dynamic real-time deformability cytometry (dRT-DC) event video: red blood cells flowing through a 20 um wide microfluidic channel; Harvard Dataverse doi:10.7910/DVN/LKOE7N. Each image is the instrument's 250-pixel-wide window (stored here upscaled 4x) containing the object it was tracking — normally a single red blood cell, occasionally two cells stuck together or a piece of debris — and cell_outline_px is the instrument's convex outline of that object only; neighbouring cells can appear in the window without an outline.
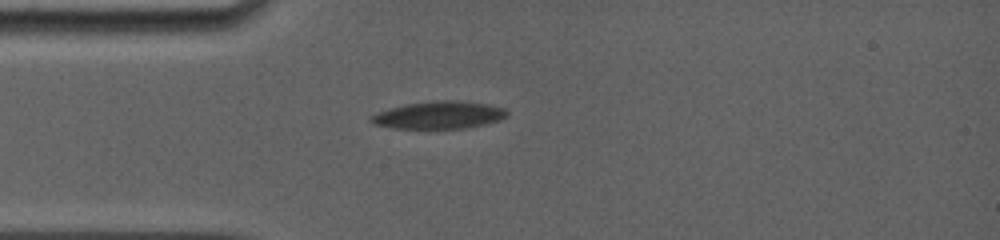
{"species": "common noctule bat (a hibernating species)", "species_latin": "Nyctalus noctula", "temperature_condition": "room temperature", "stored_images_in_passage": 40, "camera_frame_rate_fps": 5000, "um_per_image_px": 0.085, "animal": {"sex": "female", "body_mass_g": 19.0, "forearm_length_mm": 56.7}, "frame": {"image": 1, "passage_image": 1, "time_ms": 0.0, "image_size_px": [1000, 240], "cell_outline_px": [[508, 116], [500, 120], [484, 124], [464, 128], [392, 128], [372, 124], [368, 120], [368, 116], [388, 108], [408, 104], [432, 100], [460, 100], [488, 104], [504, 108], [508, 112]], "centroid_in_image_um": [37.28, 9.77], "position_along_channel_um": 47.7, "area_um2": 21.96}}
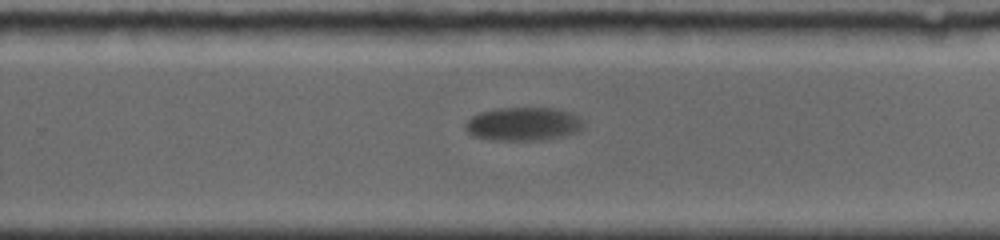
{"frame": {"image": 2, "passage_image": 17, "time_ms": 7.0, "image_size_px": [1000, 240], "cell_outline_px": [[584, 124], [580, 132], [540, 140], [500, 140], [476, 136], [468, 132], [464, 128], [464, 124], [472, 116], [480, 112], [496, 108], [556, 108], [580, 116]], "centroid_in_image_um": [44.51, 10.52], "position_along_channel_um": 285.3, "area_um2": 22.95}}
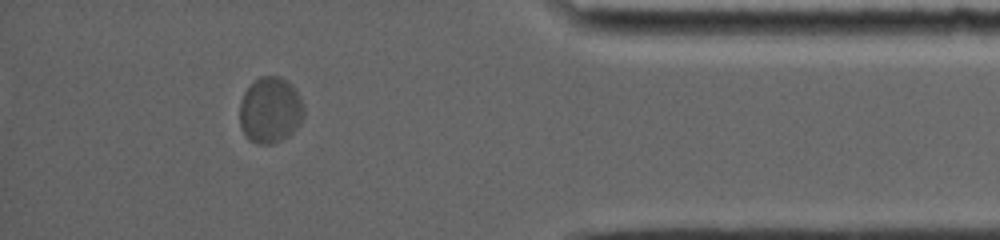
{"frame": {"image": 3, "passage_image": 35, "time_ms": 11.2, "image_size_px": [1000, 240], "cell_outline_px": [[304, 116], [300, 124], [292, 132], [280, 140], [272, 144], [260, 144], [248, 140], [240, 128], [240, 100], [244, 92], [260, 76], [280, 76], [288, 80], [292, 84], [300, 96], [304, 104]], "centroid_in_image_um": [22.98, 9.35], "position_along_channel_um": 412.2, "area_um2": 24.97}, "authors_computed_cell_mechanics": {"area_um2": 23.5824, "velocity_mm_per_s": 3.5267, "shape_relaxation_time_tau1_ms": 1.6122, "shape_relaxation_time_tau2_ms": null, "deformation_change_tau1": 0.0846, "deformation_change_tau2": null}}